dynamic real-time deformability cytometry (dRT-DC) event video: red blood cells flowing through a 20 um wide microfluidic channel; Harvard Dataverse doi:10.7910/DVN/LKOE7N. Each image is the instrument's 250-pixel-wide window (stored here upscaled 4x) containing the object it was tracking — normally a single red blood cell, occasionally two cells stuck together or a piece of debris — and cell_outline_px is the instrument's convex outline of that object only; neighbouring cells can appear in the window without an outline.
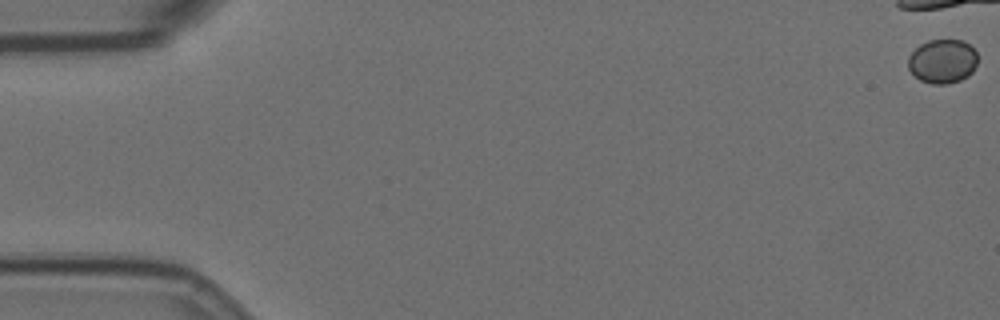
{"species": "Egyptian fruit bat (a non-hibernating species)", "species_latin": "Rousettus aegyptiacus", "temperature_condition": "room temperature", "stored_images_in_passage": 4, "camera_frame_rate_fps": 3000, "um_per_image_px": 0.085, "animal": {"sex": "female"}, "frame": {"image": 1, "passage_image": 1, "time_ms": 0.0, "image_size_px": [1000, 320], "cell_outline_px": [[976, 64], [972, 72], [968, 76], [960, 80], [948, 84], [932, 84], [920, 80], [908, 68], [908, 56], [920, 44], [928, 40], [964, 40], [976, 52]], "centroid_in_image_um": [80.1, 5.21], "position_along_channel_um": 4.9, "area_um2": 17.8}}